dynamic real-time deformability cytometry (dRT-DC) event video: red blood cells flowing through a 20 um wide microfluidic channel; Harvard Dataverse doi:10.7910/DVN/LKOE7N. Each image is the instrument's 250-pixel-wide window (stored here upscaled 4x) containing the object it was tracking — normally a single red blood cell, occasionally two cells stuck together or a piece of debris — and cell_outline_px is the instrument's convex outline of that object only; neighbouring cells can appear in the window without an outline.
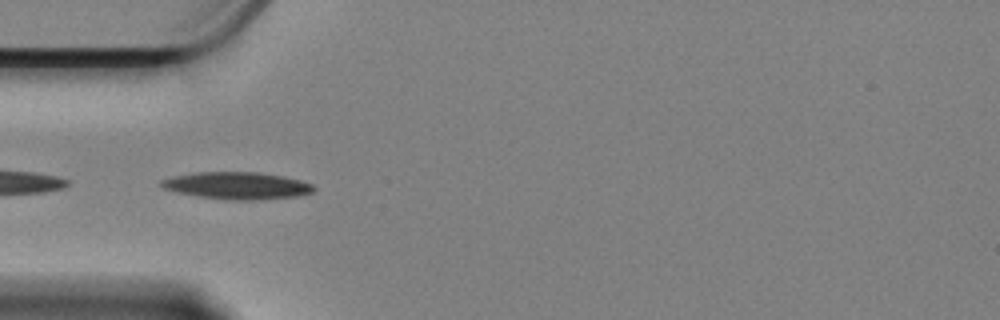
{"species": "Egyptian fruit bat (a non-hibernating species)", "species_latin": "Rousettus aegyptiacus", "temperature_condition": "cold", "stored_images_in_passage": 42, "camera_frame_rate_fps": 3000, "um_per_image_px": 0.085, "animal": {"sex": "female"}, "frame": {"image": 1, "passage_image": 1, "time_ms": 0.0, "image_size_px": [1000, 320], "cell_outline_px": [[316, 188], [312, 192], [300, 196], [260, 200], [224, 200], [176, 192], [164, 188], [160, 184], [160, 180], [172, 176], [196, 172], [260, 172], [284, 176], [300, 180], [312, 184]], "centroid_in_image_um": [20.18, 15.78], "position_along_channel_um": 64.8, "area_um2": 24.33}}
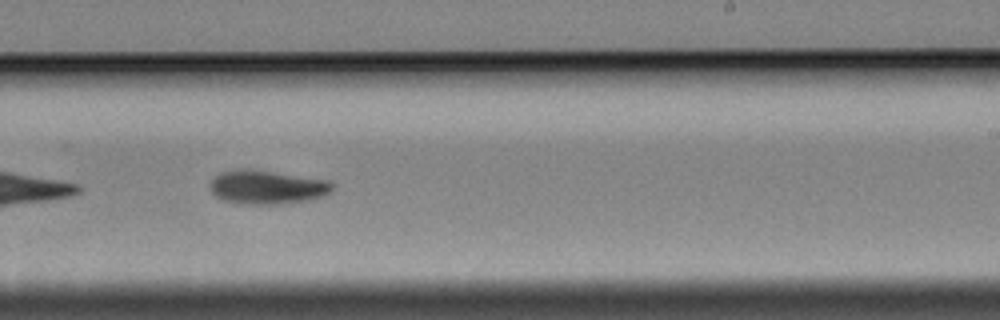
{"frame": {"image": 2, "passage_image": 19, "time_ms": 6.0, "image_size_px": [1000, 320], "cell_outline_px": [[336, 188], [332, 192], [324, 196], [308, 200], [284, 204], [240, 204], [224, 200], [216, 196], [212, 192], [212, 180], [220, 172], [268, 172], [328, 180]], "centroid_in_image_um": [22.8, 15.97], "position_along_channel_um": 266.2, "area_um2": 23.12}}
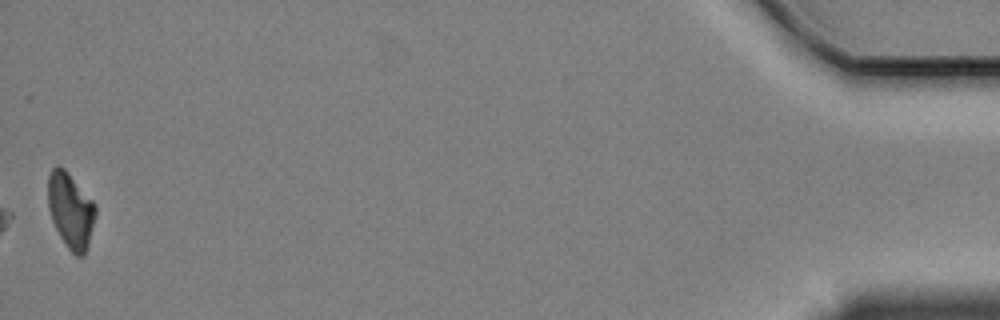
{"frame": {"image": 3, "passage_image": 42, "time_ms": 13.667, "image_size_px": [1000, 320], "cell_outline_px": [[96, 216], [88, 244], [84, 256], [76, 256], [68, 248], [60, 236], [52, 220], [48, 208], [48, 176], [52, 168], [56, 164], [64, 168], [68, 172], [92, 200], [96, 208]], "centroid_in_image_um": [6.0, 17.87], "position_along_channel_um": 429.2, "area_um2": 20.81}, "authors_computed_cell_mechanics": {"area_um2": 22.9177, "velocity_mm_per_s": 3.358, "shape_relaxation_time_tau1_ms": 3.3487, "shape_relaxation_time_tau2_ms": null, "deformation_change_tau1": 0.1461, "deformation_change_tau2": null}}